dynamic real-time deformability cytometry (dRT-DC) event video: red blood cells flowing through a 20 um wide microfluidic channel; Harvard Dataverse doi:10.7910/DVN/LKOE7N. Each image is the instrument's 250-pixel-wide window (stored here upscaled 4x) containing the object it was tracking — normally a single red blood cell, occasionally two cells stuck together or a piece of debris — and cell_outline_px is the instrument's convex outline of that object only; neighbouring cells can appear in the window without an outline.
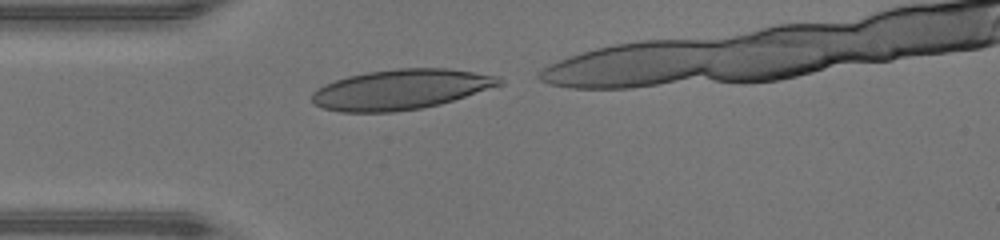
{"species": "human", "species_latin": "Homo sapiens", "temperature_condition": "warm", "stored_images_in_passage": 27, "camera_frame_rate_fps": 3000, "um_per_image_px": 0.085, "donor": {"sex": "male"}, "frame": {"image": 1, "passage_image": 1, "time_ms": 0.0, "image_size_px": [1000, 240], "cell_outline_px": [[504, 84], [440, 104], [424, 108], [396, 112], [340, 112], [324, 108], [312, 104], [312, 92], [316, 88], [324, 84], [348, 76], [368, 72], [396, 68], [448, 68], [500, 76], [504, 80]], "centroid_in_image_um": [34.07, 7.6], "position_along_channel_um": 50.9, "area_um2": 44.04}}
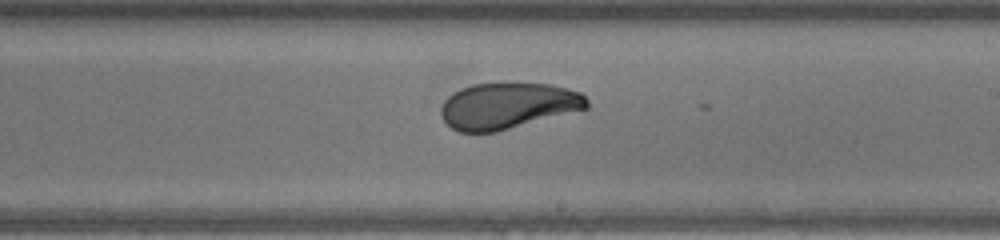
{"frame": {"image": 2, "passage_image": 15, "time_ms": 4.667, "image_size_px": [1000, 240], "cell_outline_px": [[588, 108], [496, 132], [460, 132], [452, 128], [444, 120], [440, 112], [440, 108], [444, 100], [452, 92], [460, 88], [472, 84], [548, 84], [568, 88], [580, 92], [588, 100]], "centroid_in_image_um": [43.14, 8.99], "position_along_channel_um": 245.9, "area_um2": 39.02}}
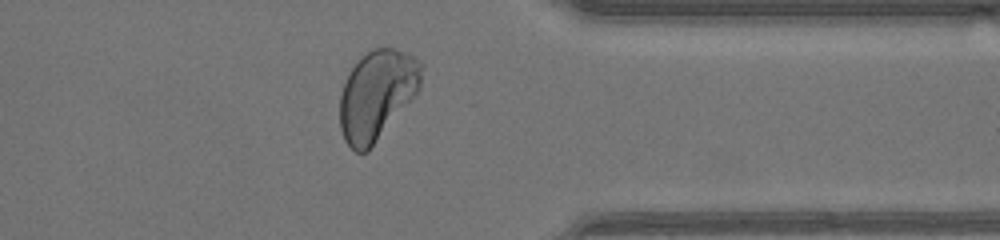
{"frame": {"image": 3, "passage_image": 25, "time_ms": 8.0, "image_size_px": [1000, 240], "cell_outline_px": [[424, 64], [420, 88], [368, 152], [356, 152], [344, 140], [340, 128], [340, 96], [344, 84], [352, 68], [368, 52], [376, 48], [392, 48], [412, 56]], "centroid_in_image_um": [32.04, 8.09], "position_along_channel_um": 379.4, "area_um2": 41.91}}